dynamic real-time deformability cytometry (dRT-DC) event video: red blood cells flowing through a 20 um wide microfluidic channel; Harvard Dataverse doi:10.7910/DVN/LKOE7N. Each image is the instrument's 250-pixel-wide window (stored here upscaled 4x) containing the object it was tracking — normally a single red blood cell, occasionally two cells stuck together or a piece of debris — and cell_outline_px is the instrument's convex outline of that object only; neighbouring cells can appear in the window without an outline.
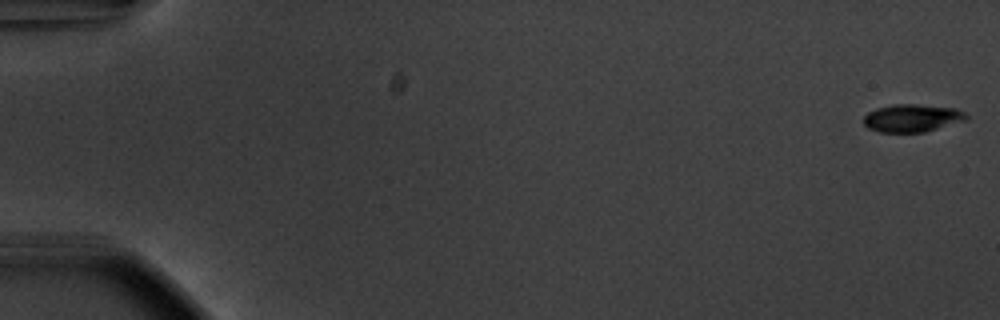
{"species": "common noctule bat (a hibernating species)", "species_latin": "Nyctalus noctula", "temperature_condition": "warm", "stored_images_in_passage": 55, "camera_frame_rate_fps": 3000, "um_per_image_px": 0.085, "animal": {"sex": "male", "body_mass_g": 20.1, "forearm_length_mm": 53.5}, "frame": {"image": 1, "passage_image": 1, "time_ms": 0.0, "image_size_px": [1000, 320], "cell_outline_px": [[968, 120], [924, 132], [880, 132], [868, 128], [864, 124], [864, 116], [868, 112], [876, 108], [892, 104], [916, 104], [956, 108], [964, 112], [968, 116]], "centroid_in_image_um": [77.54, 10.03], "position_along_channel_um": 7.5, "area_um2": 16.7}}
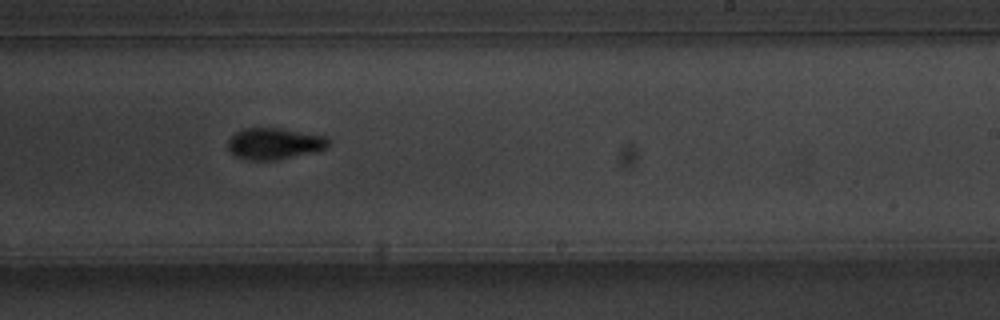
{"frame": {"image": 2, "passage_image": 35, "time_ms": 11.333, "image_size_px": [1000, 320], "cell_outline_px": [[332, 140], [328, 148], [280, 160], [244, 160], [236, 156], [228, 148], [228, 140], [236, 132], [244, 128], [280, 128], [328, 136]], "centroid_in_image_um": [23.37, 12.21], "position_along_channel_um": 265.6, "area_um2": 18.67}}
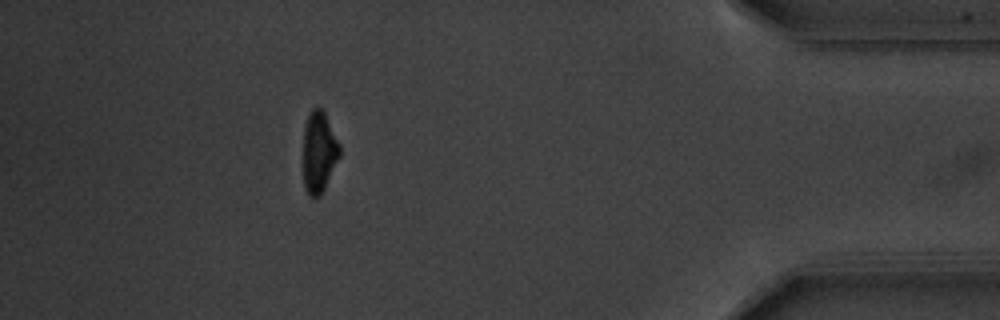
{"frame": {"image": 3, "passage_image": 50, "time_ms": 16.333, "image_size_px": [1000, 320], "cell_outline_px": [[340, 156], [320, 196], [308, 196], [304, 188], [304, 128], [308, 116], [312, 108], [320, 108], [324, 112], [340, 144]], "centroid_in_image_um": [27.12, 12.93], "position_along_channel_um": 408.1, "area_um2": 16.99}, "authors_computed_cell_mechanics": {"area_um2": 17.8024, "velocity_mm_per_s": 3.7382, "shape_relaxation_time_tau1_ms": 2.6767, "shape_relaxation_time_tau2_ms": 2.5459, "deformation_change_tau1": 0.1655, "deformation_change_tau2": 0.0752}}